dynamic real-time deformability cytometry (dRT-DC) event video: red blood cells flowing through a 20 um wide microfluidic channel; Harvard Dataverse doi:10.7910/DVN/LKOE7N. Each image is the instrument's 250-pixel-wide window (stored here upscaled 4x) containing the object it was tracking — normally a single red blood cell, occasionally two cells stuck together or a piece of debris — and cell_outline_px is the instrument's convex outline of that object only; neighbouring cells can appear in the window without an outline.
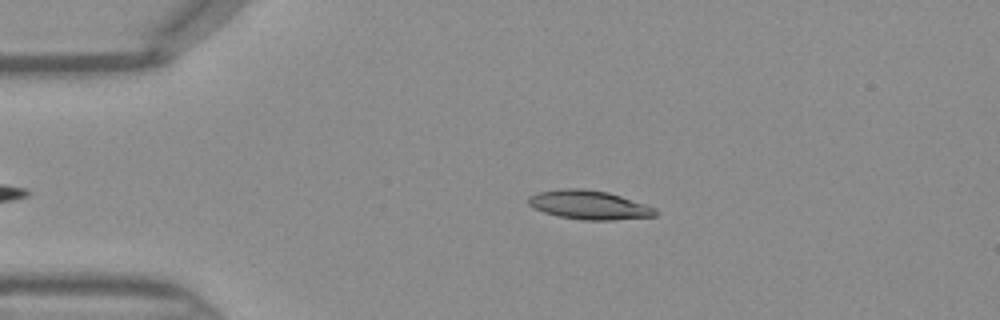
{"species": "Egyptian fruit bat (a non-hibernating species)", "species_latin": "Rousettus aegyptiacus", "temperature_condition": "warm", "stored_images_in_passage": 35, "camera_frame_rate_fps": 3000, "um_per_image_px": 0.085, "frame": {"image": 1, "passage_image": 4, "time_ms": 1.0, "image_size_px": [1000, 320], "cell_outline_px": [[656, 216], [612, 220], [584, 220], [560, 216], [544, 212], [532, 208], [528, 204], [528, 196], [536, 192], [560, 188], [584, 188], [608, 192], [656, 208]], "centroid_in_image_um": [50.02, 17.4], "position_along_channel_um": 35.0, "area_um2": 21.44}}
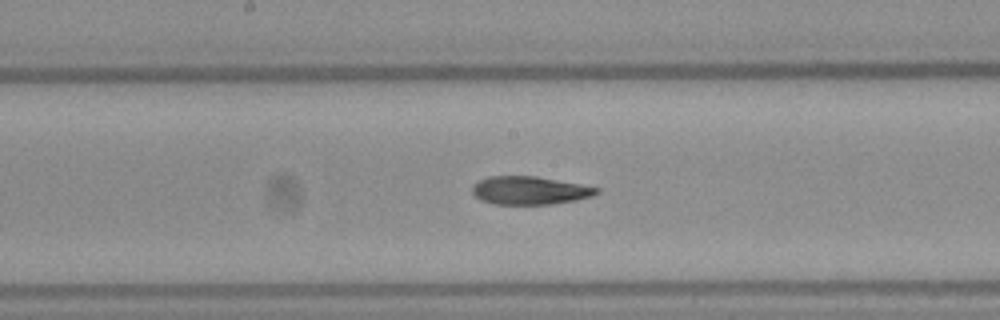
{"frame": {"image": 2, "passage_image": 18, "time_ms": 5.667, "image_size_px": [1000, 320], "cell_outline_px": [[600, 192], [592, 196], [576, 200], [552, 204], [492, 204], [480, 200], [472, 192], [472, 184], [488, 176], [536, 176], [580, 184], [600, 188]], "centroid_in_image_um": [45.01, 16.19], "position_along_channel_um": 203.2, "area_um2": 20.46}}
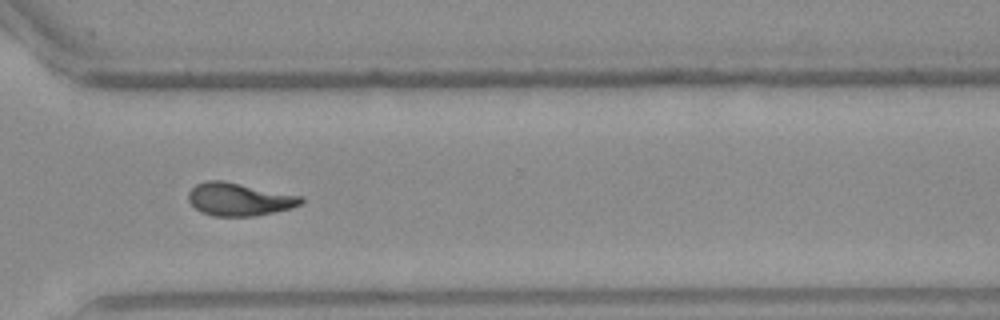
{"frame": {"image": 3, "passage_image": 28, "time_ms": 9.0, "image_size_px": [1000, 320], "cell_outline_px": [[304, 200], [300, 204], [292, 208], [256, 216], [212, 216], [200, 212], [188, 200], [188, 192], [196, 184], [208, 180], [224, 180], [304, 196]], "centroid_in_image_um": [20.34, 16.93], "position_along_channel_um": 350.3, "area_um2": 21.85}}